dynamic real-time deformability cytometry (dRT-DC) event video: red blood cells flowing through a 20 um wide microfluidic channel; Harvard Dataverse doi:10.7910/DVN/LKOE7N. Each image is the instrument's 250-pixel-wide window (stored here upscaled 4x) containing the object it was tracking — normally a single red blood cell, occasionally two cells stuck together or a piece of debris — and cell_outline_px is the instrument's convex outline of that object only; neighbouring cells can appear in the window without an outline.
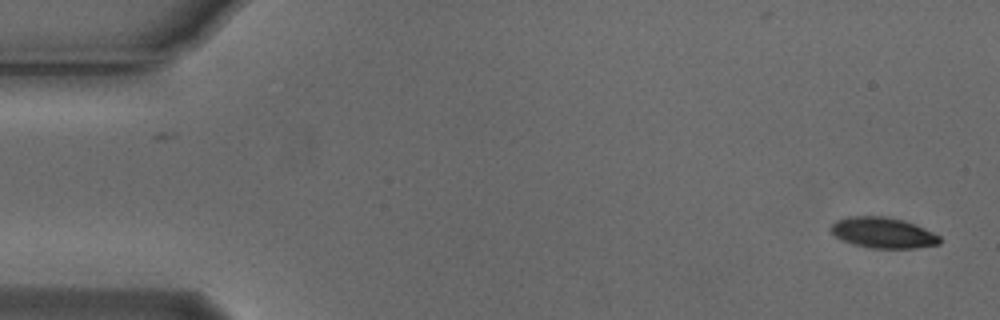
{"species": "Egyptian fruit bat (a non-hibernating species)", "species_latin": "Rousettus aegyptiacus", "temperature_condition": "cold", "stored_images_in_passage": 54, "segment_of_instrument_passage": [1, 2], "camera_frame_rate_fps": 3000, "um_per_image_px": 0.085, "animal": {"sex": "male"}, "frame": {"image": 1, "passage_image": 1, "time_ms": 0.0, "image_size_px": [1000, 320], "cell_outline_px": [[940, 244], [916, 248], [868, 248], [852, 244], [840, 240], [832, 232], [832, 224], [836, 220], [848, 216], [884, 216], [904, 220], [924, 228], [940, 236]], "centroid_in_image_um": [75.05, 19.79], "position_along_channel_um": 10.0, "area_um2": 19.54}}
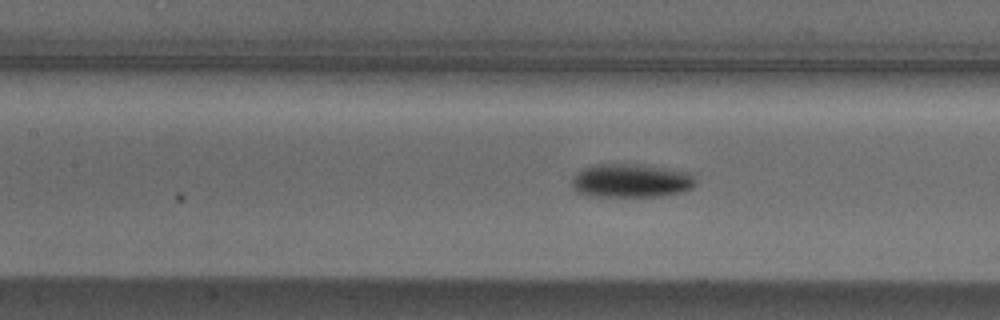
{"frame": {"image": 2, "passage_image": 23, "time_ms": 7.333, "image_size_px": [1000, 320], "cell_outline_px": [[696, 184], [692, 188], [680, 192], [660, 196], [588, 196], [576, 192], [572, 188], [572, 180], [576, 172], [584, 168], [600, 164], [640, 164], [688, 172], [692, 176]], "centroid_in_image_um": [53.6, 15.36], "position_along_channel_um": 153.8, "area_um2": 24.16}}
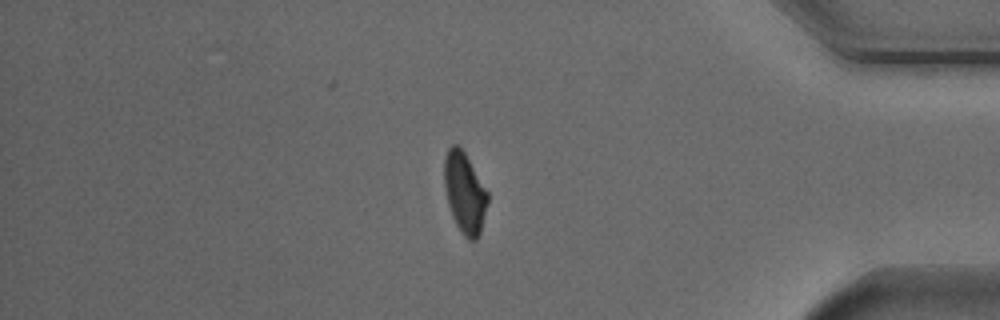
{"frame": {"image": 3, "passage_image": 45, "time_ms": 14.667, "image_size_px": [1000, 320], "cell_outline_px": [[488, 200], [480, 232], [476, 240], [468, 240], [464, 236], [456, 224], [452, 216], [448, 204], [444, 184], [444, 160], [448, 148], [452, 144], [460, 144], [488, 192]], "centroid_in_image_um": [39.48, 16.35], "position_along_channel_um": 395.7, "area_um2": 20.4}}